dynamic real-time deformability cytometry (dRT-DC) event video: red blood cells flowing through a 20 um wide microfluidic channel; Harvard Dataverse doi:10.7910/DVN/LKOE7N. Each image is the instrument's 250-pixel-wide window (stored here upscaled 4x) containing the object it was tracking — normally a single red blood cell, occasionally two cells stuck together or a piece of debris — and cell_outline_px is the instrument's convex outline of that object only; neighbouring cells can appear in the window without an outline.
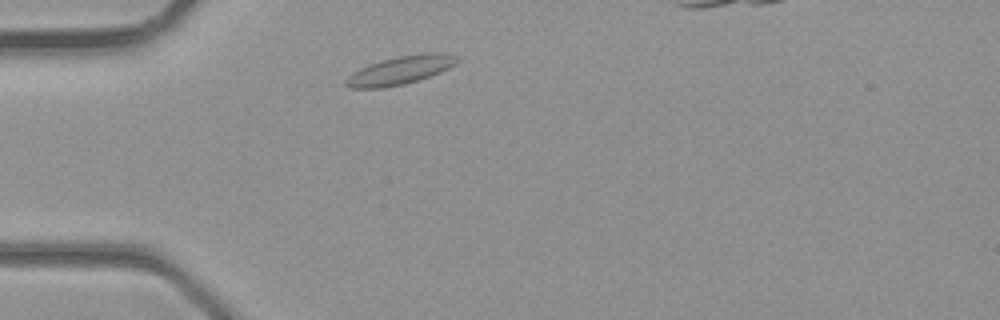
{"species": "common noctule bat (a hibernating species)", "species_latin": "Nyctalus noctula", "temperature_condition": "room temperature", "stored_images_in_passage": 1, "camera_frame_rate_fps": 3000, "um_per_image_px": 0.085, "animal": {"sex": "male", "body_mass_g": 23.1, "forearm_length_mm": 52.7}, "frame": {"image": 1, "passage_image": 1, "time_ms": 0.0, "image_size_px": [1000, 320], "cell_outline_px": [[460, 60], [456, 64], [440, 72], [404, 84], [380, 88], [348, 88], [344, 84], [344, 80], [348, 76], [360, 68], [384, 60], [400, 56], [424, 52], [440, 52], [460, 56]], "centroid_in_image_um": [34.06, 5.96], "position_along_channel_um": 50.9, "area_um2": 18.21}}